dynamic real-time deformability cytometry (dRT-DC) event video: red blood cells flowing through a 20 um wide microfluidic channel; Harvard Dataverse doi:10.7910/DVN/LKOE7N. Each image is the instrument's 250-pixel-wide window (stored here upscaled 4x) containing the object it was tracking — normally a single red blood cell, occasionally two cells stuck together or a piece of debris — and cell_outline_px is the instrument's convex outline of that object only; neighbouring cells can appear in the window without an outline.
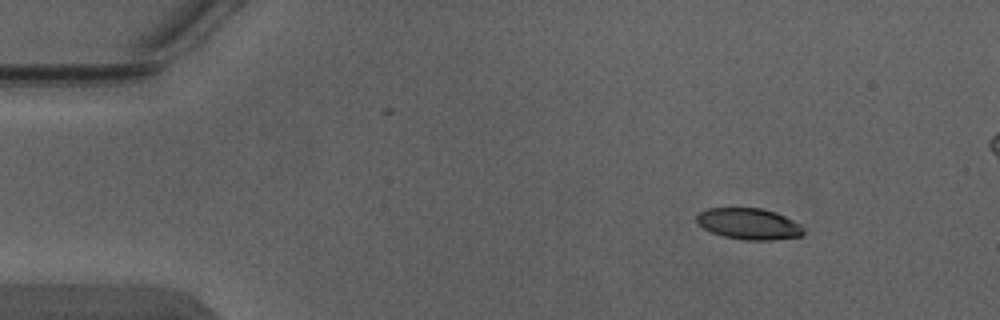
{"species": "Egyptian fruit bat (a non-hibernating species)", "species_latin": "Rousettus aegyptiacus", "temperature_condition": "warm", "stored_images_in_passage": 3, "camera_frame_rate_fps": 3000, "um_per_image_px": 0.085, "animal": {"sex": "male"}, "frame": {"image": 1, "passage_image": 1, "time_ms": 0.0, "image_size_px": [1000, 320], "cell_outline_px": [[804, 232], [800, 236], [768, 240], [744, 240], [724, 236], [712, 232], [704, 228], [696, 220], [696, 216], [700, 212], [708, 208], [760, 208], [776, 212], [800, 224], [804, 228]], "centroid_in_image_um": [63.66, 19.02], "position_along_channel_um": 21.3, "area_um2": 19.25}}